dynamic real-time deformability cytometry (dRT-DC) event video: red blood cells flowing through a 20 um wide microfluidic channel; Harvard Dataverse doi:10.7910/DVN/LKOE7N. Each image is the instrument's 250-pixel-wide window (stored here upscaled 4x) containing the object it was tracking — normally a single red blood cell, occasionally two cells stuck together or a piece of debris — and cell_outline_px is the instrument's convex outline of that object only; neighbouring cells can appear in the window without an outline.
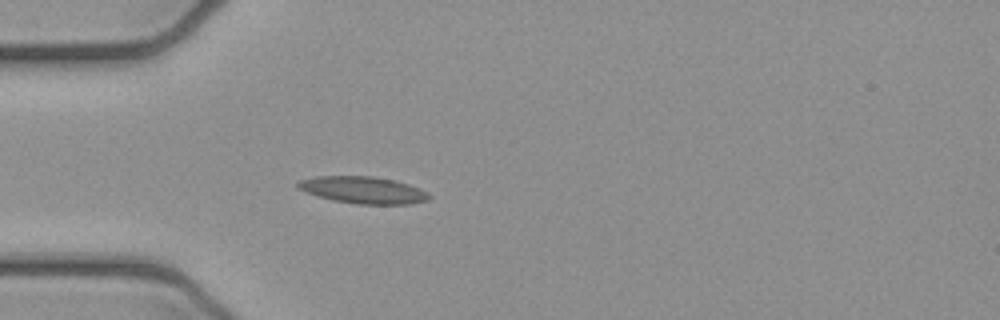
{"species": "common noctule bat (a hibernating species)", "species_latin": "Nyctalus noctula", "temperature_condition": "cold", "stored_images_in_passage": 5, "segment_of_instrument_passage": [1, 2], "camera_frame_rate_fps": 3000, "um_per_image_px": 0.085, "animal": {"sex": "female", "body_mass_g": 21.9}, "frame": {"image": 1, "passage_image": 4, "time_ms": 1.0, "image_size_px": [1000, 320], "cell_outline_px": [[432, 196], [428, 200], [412, 204], [356, 204], [332, 200], [304, 192], [296, 188], [296, 184], [300, 180], [316, 176], [372, 176], [392, 180], [408, 184], [420, 188], [428, 192]], "centroid_in_image_um": [30.86, 16.16], "position_along_channel_um": 54.1, "area_um2": 20.75}}